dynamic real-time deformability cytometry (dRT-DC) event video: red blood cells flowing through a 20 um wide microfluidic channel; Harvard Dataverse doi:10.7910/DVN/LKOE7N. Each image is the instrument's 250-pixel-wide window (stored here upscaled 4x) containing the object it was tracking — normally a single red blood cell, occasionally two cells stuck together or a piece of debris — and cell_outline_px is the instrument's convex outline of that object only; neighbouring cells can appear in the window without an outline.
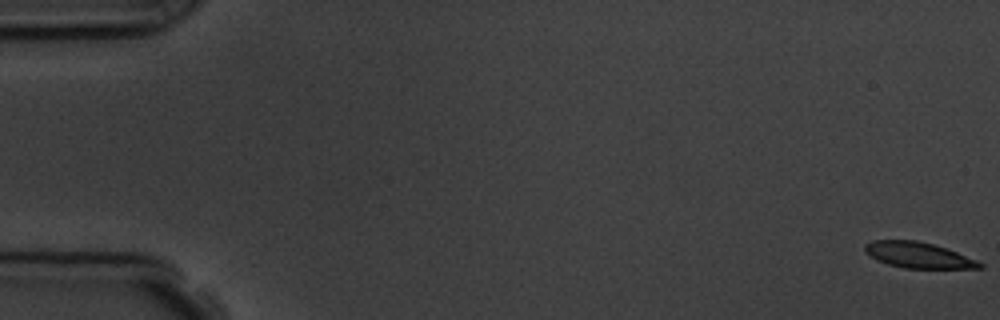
{"species": "common noctule bat (a hibernating species)", "species_latin": "Nyctalus noctula", "temperature_condition": "room temperature", "stored_images_in_passage": 8, "camera_frame_rate_fps": 3000, "um_per_image_px": 0.085, "animal": {"sex": "male", "body_mass_g": 19.5, "forearm_length_mm": 54.6}, "frame": {"image": 1, "passage_image": 1, "time_ms": 0.0, "image_size_px": [1000, 320], "cell_outline_px": [[984, 268], [904, 268], [888, 264], [876, 260], [864, 252], [864, 244], [872, 240], [916, 240], [932, 244], [956, 252], [976, 260], [984, 264]], "centroid_in_image_um": [78.0, 21.68], "position_along_channel_um": 7.0, "area_um2": 17.17}}
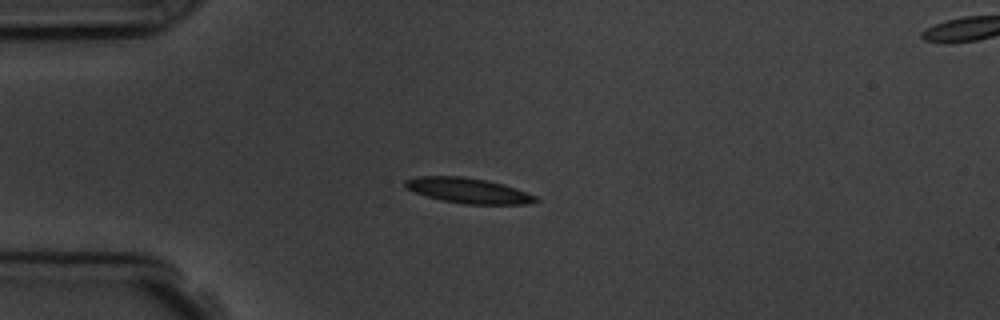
{"frame": {"image": 2, "passage_image": 5, "time_ms": 4.667, "image_size_px": [1000, 320], "cell_outline_px": [[540, 200], [528, 204], [464, 204], [440, 200], [404, 188], [404, 180], [416, 176], [464, 176], [488, 180], [504, 184], [528, 192], [536, 196]], "centroid_in_image_um": [39.81, 16.19], "position_along_channel_um": 45.2, "area_um2": 19.42}}